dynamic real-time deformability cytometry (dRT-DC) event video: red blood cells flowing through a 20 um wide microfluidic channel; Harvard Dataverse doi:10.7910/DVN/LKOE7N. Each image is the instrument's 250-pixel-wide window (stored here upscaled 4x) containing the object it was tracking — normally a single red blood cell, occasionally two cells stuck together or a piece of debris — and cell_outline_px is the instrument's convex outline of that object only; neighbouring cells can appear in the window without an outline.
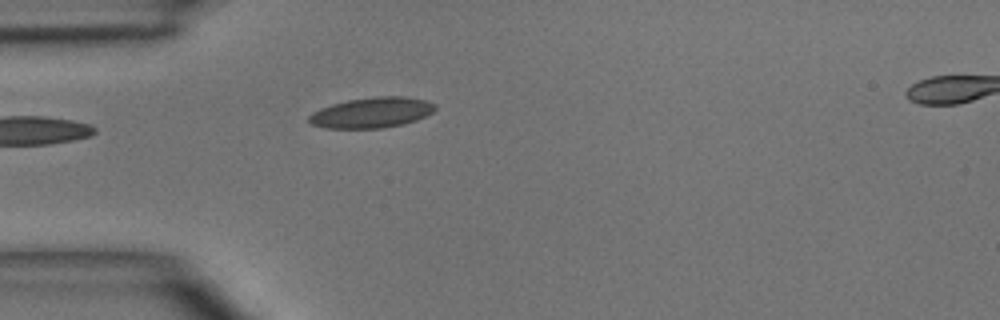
{"species": "common noctule bat (a hibernating species)", "species_latin": "Nyctalus noctula", "temperature_condition": "room temperature", "stored_images_in_passage": 3, "segment_of_instrument_passage": [1, 2], "camera_frame_rate_fps": 3000, "um_per_image_px": 0.085, "animal": {"sex": "male", "body_mass_g": 15.6}, "frame": {"image": 1, "passage_image": 2, "time_ms": 1.0, "image_size_px": [1000, 320], "cell_outline_px": [[436, 108], [432, 112], [416, 120], [404, 124], [380, 128], [324, 128], [312, 124], [308, 120], [308, 116], [312, 112], [320, 108], [332, 104], [348, 100], [376, 96], [408, 96], [424, 100], [436, 104]], "centroid_in_image_um": [31.59, 9.56], "position_along_channel_um": 53.4, "area_um2": 22.43}}